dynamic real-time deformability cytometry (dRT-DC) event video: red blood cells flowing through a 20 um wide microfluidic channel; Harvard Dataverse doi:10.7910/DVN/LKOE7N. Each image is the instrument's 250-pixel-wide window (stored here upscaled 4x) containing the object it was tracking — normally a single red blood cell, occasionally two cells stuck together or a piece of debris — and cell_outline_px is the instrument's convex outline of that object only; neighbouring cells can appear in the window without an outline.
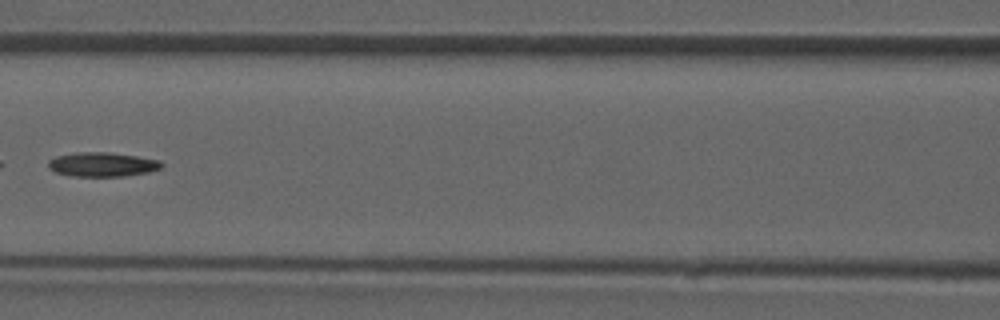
{"species": "common noctule bat (a hibernating species)", "species_latin": "Nyctalus noctula", "temperature_condition": "room temperature", "stored_images_in_passage": 7, "camera_frame_rate_fps": 3000, "um_per_image_px": 0.085, "animal": {"sex": "male", "forearm_length_mm": 52.5}, "frame": {"image": 1, "passage_image": 6, "time_ms": 6.667, "image_size_px": [1000, 320], "cell_outline_px": [[164, 164], [160, 168], [148, 172], [124, 176], [72, 176], [56, 172], [48, 168], [48, 160], [56, 156], [76, 152], [108, 152], [136, 156], [160, 160]], "centroid_in_image_um": [8.68, 13.97], "position_along_channel_um": 157.9, "area_um2": 16.01}}